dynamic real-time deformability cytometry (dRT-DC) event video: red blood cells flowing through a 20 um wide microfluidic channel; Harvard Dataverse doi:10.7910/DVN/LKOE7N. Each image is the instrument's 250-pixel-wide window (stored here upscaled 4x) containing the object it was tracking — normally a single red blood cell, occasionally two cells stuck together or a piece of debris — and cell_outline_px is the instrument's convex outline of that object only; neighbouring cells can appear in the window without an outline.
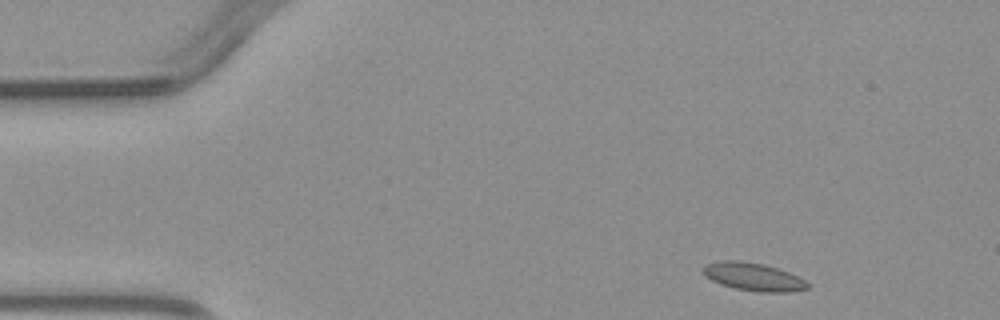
{"species": "common noctule bat (a hibernating species)", "species_latin": "Nyctalus noctula", "temperature_condition": "warm", "stored_images_in_passage": 3, "camera_frame_rate_fps": 3000, "um_per_image_px": 0.085, "animal": {"sex": "male", "body_mass_g": 23.1, "forearm_length_mm": 52.7}, "frame": {"image": 1, "passage_image": 1, "time_ms": 0.0, "image_size_px": [1000, 320], "cell_outline_px": [[808, 288], [788, 292], [760, 292], [736, 288], [720, 284], [704, 276], [700, 268], [704, 264], [720, 260], [740, 260], [764, 264], [788, 272], [804, 280], [808, 284]], "centroid_in_image_um": [63.95, 23.51], "position_along_channel_um": 21.1, "area_um2": 17.05}}
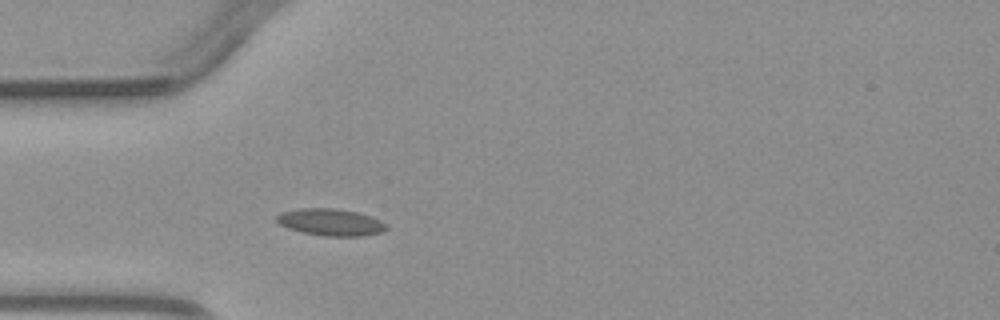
{"frame": {"image": 2, "passage_image": 3, "time_ms": 2.667, "image_size_px": [1000, 320], "cell_outline_px": [[388, 228], [380, 232], [364, 236], [324, 236], [304, 232], [288, 228], [280, 224], [276, 220], [276, 216], [280, 212], [300, 208], [336, 208], [356, 212], [380, 220], [388, 224]], "centroid_in_image_um": [28.1, 18.88], "position_along_channel_um": 56.9, "area_um2": 17.17}}